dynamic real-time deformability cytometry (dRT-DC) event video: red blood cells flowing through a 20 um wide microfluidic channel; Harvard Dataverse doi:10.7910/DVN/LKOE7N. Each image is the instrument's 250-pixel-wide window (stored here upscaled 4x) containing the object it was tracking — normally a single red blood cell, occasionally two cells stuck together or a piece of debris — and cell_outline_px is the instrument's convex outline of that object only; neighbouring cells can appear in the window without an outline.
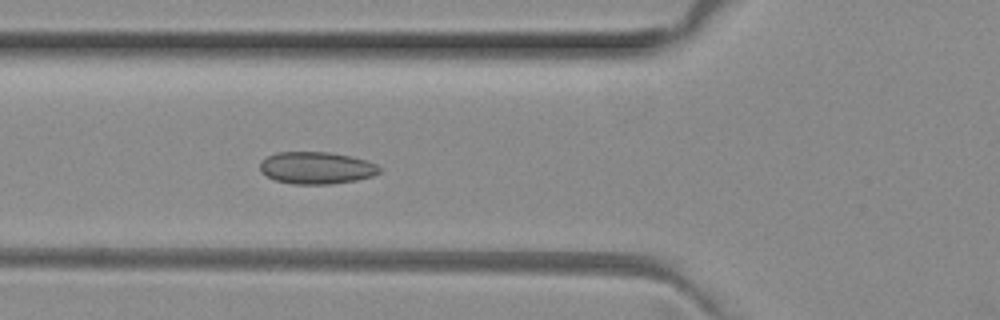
{"species": "common noctule bat (a hibernating species)", "species_latin": "Nyctalus noctula", "temperature_condition": "room temperature", "stored_images_in_passage": 5, "camera_frame_rate_fps": 3000, "um_per_image_px": 0.085, "animal": {"sex": "female", "body_mass_g": 29.2, "forearm_length_mm": 56.3}, "frame": {"image": 1, "passage_image": 5, "time_ms": 1.333, "image_size_px": [1000, 320], "cell_outline_px": [[380, 172], [372, 176], [356, 180], [332, 184], [292, 184], [276, 180], [260, 172], [260, 160], [276, 152], [328, 152], [352, 156], [376, 164], [380, 168]], "centroid_in_image_um": [26.88, 14.27], "position_along_channel_um": 98.9, "area_um2": 22.37}}